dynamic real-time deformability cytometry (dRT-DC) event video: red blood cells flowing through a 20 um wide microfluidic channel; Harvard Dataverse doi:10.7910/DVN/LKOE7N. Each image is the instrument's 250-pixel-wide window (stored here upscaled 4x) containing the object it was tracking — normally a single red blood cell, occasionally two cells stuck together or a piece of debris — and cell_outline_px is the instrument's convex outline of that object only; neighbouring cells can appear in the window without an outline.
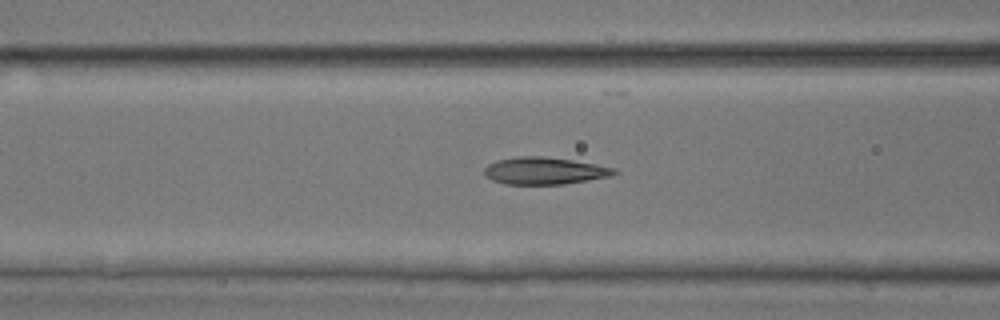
{"species": "common noctule bat (a hibernating species)", "species_latin": "Nyctalus noctula", "temperature_condition": "room temperature", "stored_images_in_passage": 41, "camera_frame_rate_fps": 3000, "um_per_image_px": 0.085, "animal": {"sex": "male", "body_mass_g": 17.9, "forearm_length_mm": 54.2}, "frame": {"image": 1, "passage_image": 20, "time_ms": 6.333, "image_size_px": [1000, 320], "cell_outline_px": [[620, 172], [608, 176], [588, 180], [564, 184], [504, 184], [492, 180], [484, 176], [484, 168], [488, 164], [496, 160], [520, 156], [544, 156], [572, 160], [596, 164], [616, 168]], "centroid_in_image_um": [46.26, 14.51], "position_along_channel_um": 120.3, "area_um2": 20.63}}
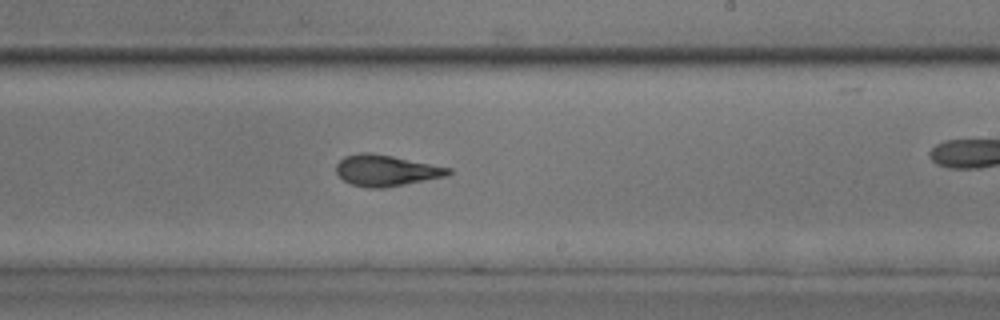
{"frame": {"image": 2, "passage_image": 30, "time_ms": 9.667, "image_size_px": [1000, 320], "cell_outline_px": [[452, 172], [448, 176], [384, 188], [368, 188], [352, 184], [344, 180], [336, 172], [336, 164], [344, 156], [360, 152], [368, 152], [392, 156], [452, 168]], "centroid_in_image_um": [32.82, 14.49], "position_along_channel_um": 256.2, "area_um2": 20.35}}
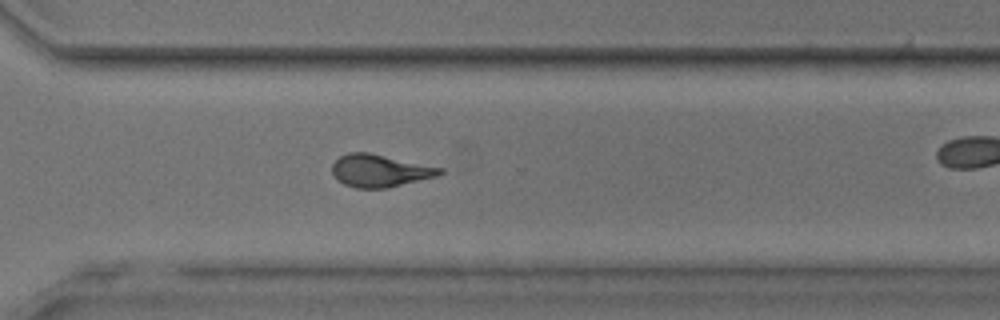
{"frame": {"image": 3, "passage_image": 36, "time_ms": 11.667, "image_size_px": [1000, 320], "cell_outline_px": [[444, 172], [436, 176], [388, 188], [356, 188], [344, 184], [336, 180], [332, 172], [332, 164], [340, 156], [348, 152], [368, 152], [444, 168]], "centroid_in_image_um": [32.27, 14.51], "position_along_channel_um": 338.3, "area_um2": 20.4}}